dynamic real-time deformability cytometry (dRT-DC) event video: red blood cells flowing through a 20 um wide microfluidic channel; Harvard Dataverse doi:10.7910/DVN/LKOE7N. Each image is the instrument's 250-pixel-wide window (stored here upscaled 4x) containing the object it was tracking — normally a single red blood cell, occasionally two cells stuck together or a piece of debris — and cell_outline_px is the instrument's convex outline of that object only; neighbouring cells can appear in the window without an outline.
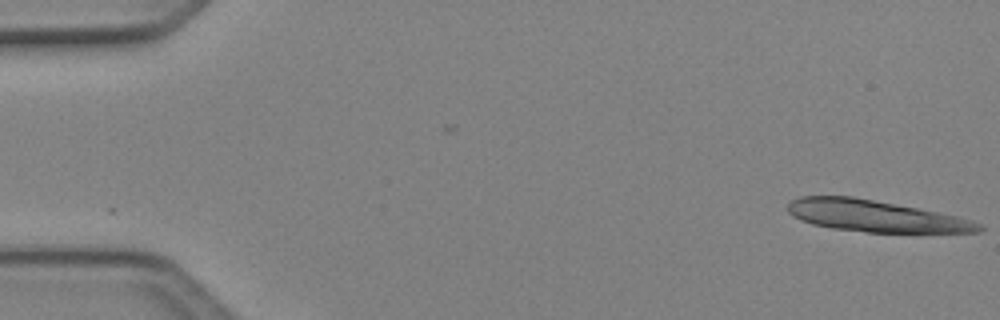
{"species": "Egyptian fruit bat (a non-hibernating species)", "species_latin": "Rousettus aegyptiacus", "temperature_condition": "cold", "stored_images_in_passage": 5, "camera_frame_rate_fps": 3000, "um_per_image_px": 0.085, "animal": {"sex": "female"}, "frame": {"image": 1, "passage_image": 1, "time_ms": 0.0, "image_size_px": [1000, 320], "cell_outline_px": [[984, 228], [980, 232], [868, 232], [832, 228], [812, 224], [800, 220], [792, 216], [788, 212], [788, 204], [792, 200], [800, 196], [852, 196], [916, 208], [956, 216], [972, 220], [980, 224]], "centroid_in_image_um": [74.36, 18.36], "position_along_channel_um": 10.6, "area_um2": 34.74}}